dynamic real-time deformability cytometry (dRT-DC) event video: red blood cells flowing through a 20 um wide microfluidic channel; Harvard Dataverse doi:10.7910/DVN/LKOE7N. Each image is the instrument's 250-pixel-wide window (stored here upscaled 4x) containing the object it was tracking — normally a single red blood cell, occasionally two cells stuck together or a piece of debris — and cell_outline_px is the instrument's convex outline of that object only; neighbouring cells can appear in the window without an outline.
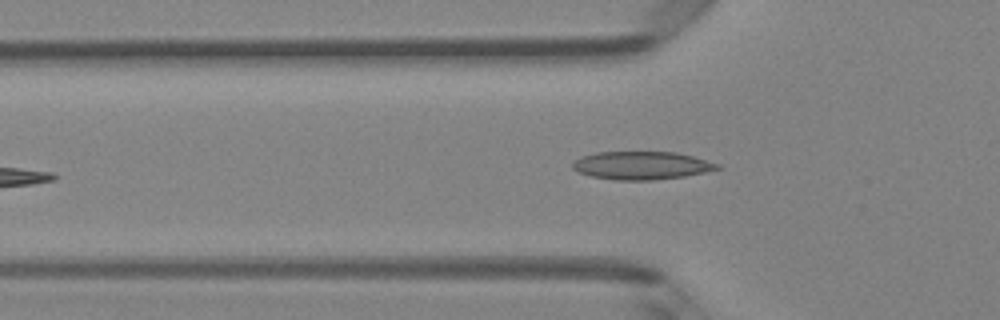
{"species": "Egyptian fruit bat (a non-hibernating species)", "species_latin": "Rousettus aegyptiacus", "temperature_condition": "room temperature", "stored_images_in_passage": 5, "camera_frame_rate_fps": 3000, "um_per_image_px": 0.085, "animal": {"sex": "female"}, "frame": {"image": 1, "passage_image": 5, "time_ms": 4.667, "image_size_px": [1000, 320], "cell_outline_px": [[720, 168], [704, 172], [684, 176], [652, 180], [616, 180], [592, 176], [580, 172], [572, 168], [572, 160], [580, 156], [596, 152], [676, 152], [692, 156], [720, 164]], "centroid_in_image_um": [54.49, 14.05], "position_along_channel_um": 71.3, "area_um2": 23.58}}